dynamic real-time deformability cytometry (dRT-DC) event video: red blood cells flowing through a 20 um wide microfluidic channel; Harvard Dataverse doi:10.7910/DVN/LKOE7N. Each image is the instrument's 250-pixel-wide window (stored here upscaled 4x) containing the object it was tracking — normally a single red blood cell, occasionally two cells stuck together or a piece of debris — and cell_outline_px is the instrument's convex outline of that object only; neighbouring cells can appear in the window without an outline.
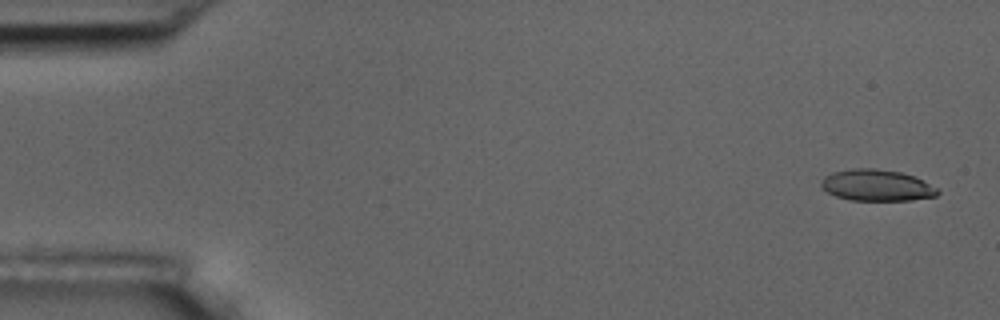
{"species": "common noctule bat (a hibernating species)", "species_latin": "Nyctalus noctula", "temperature_condition": "room temperature", "stored_images_in_passage": 5, "camera_frame_rate_fps": 3000, "um_per_image_px": 0.085, "animal": {"sex": "male", "body_mass_g": 17.5, "forearm_length_mm": 52.3}, "frame": {"image": 1, "passage_image": 1, "time_ms": 0.0, "image_size_px": [1000, 320], "cell_outline_px": [[940, 192], [936, 196], [912, 200], [852, 200], [836, 196], [828, 192], [820, 184], [820, 180], [824, 176], [832, 172], [852, 168], [876, 168], [900, 172], [912, 176], [936, 188]], "centroid_in_image_um": [74.47, 15.74], "position_along_channel_um": 10.5, "area_um2": 21.1}}
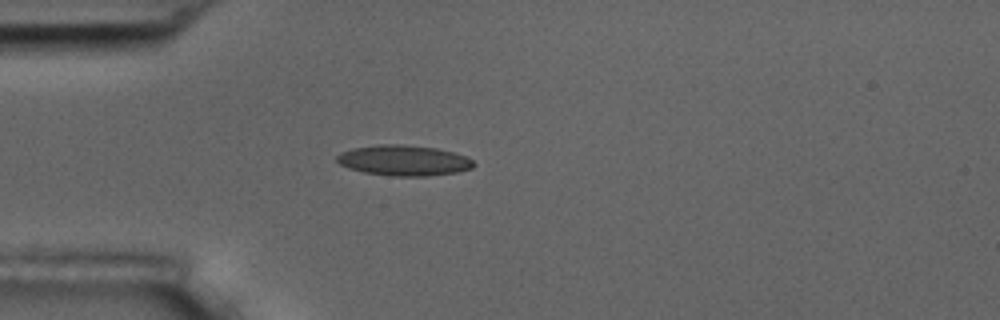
{"frame": {"image": 2, "passage_image": 5, "time_ms": 4.333, "image_size_px": [1000, 320], "cell_outline_px": [[476, 164], [472, 168], [456, 172], [428, 176], [392, 176], [364, 172], [348, 168], [340, 164], [336, 160], [336, 156], [340, 152], [352, 148], [376, 144], [400, 144], [436, 148], [452, 152], [464, 156], [472, 160]], "centroid_in_image_um": [34.28, 13.63], "position_along_channel_um": 50.7, "area_um2": 24.33}}